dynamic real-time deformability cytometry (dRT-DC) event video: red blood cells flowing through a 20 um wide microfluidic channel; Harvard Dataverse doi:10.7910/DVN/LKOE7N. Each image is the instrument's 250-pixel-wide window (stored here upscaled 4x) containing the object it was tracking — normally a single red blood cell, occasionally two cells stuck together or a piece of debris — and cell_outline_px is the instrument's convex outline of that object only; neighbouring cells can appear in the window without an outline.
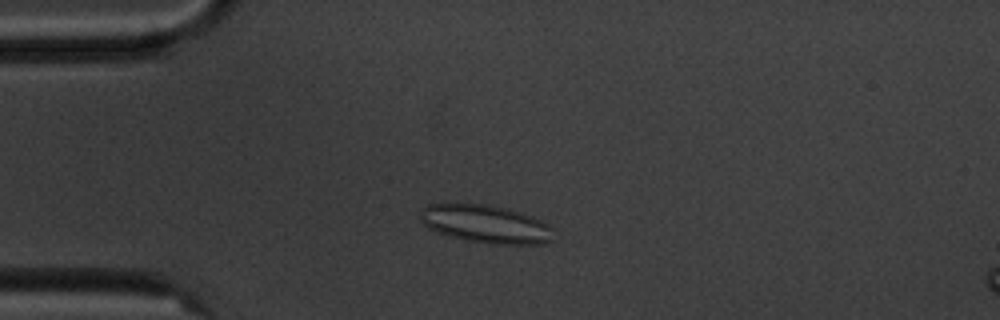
{"species": "common noctule bat (a hibernating species)", "species_latin": "Nyctalus noctula", "temperature_condition": "cold", "stored_images_in_passage": 7, "camera_frame_rate_fps": 3000, "um_per_image_px": 0.085, "animal": {"sex": "male", "body_mass_g": 20.1, "forearm_length_mm": 53.5}, "frame": {"image": 1, "passage_image": 2, "time_ms": 1.333, "image_size_px": [1000, 320], "cell_outline_px": [[556, 228], [552, 240], [544, 244], [488, 244], [468, 240], [436, 232], [428, 228], [420, 220], [420, 208], [428, 204], [488, 204], [508, 208], [532, 216]], "centroid_in_image_um": [41.33, 19.04], "position_along_channel_um": 43.7, "area_um2": 29.88}}
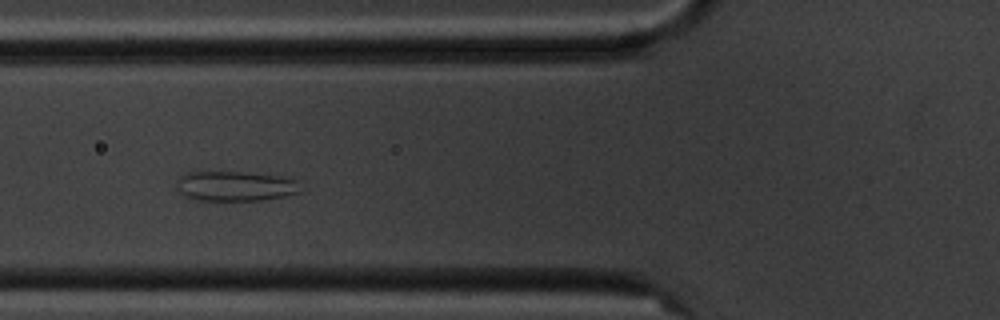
{"frame": {"image": 2, "passage_image": 4, "time_ms": 3.667, "image_size_px": [1000, 320], "cell_outline_px": [[300, 192], [284, 196], [260, 200], [200, 200], [184, 196], [176, 188], [176, 180], [180, 176], [196, 168], [244, 172], [280, 176], [300, 180]], "centroid_in_image_um": [19.92, 15.76], "position_along_channel_um": 105.9, "area_um2": 22.48}}